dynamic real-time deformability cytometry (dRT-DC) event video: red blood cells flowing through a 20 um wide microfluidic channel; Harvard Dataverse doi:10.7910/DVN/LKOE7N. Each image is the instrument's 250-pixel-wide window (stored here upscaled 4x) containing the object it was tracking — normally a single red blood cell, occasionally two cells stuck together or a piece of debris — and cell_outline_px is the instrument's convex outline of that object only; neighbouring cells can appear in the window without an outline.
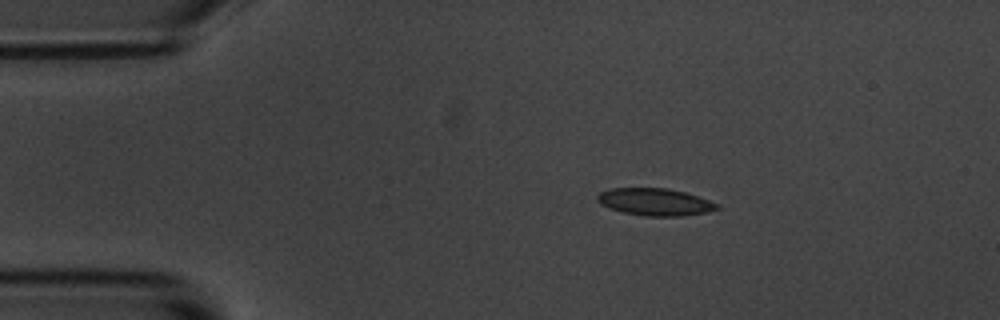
{"species": "common noctule bat (a hibernating species)", "species_latin": "Nyctalus noctula", "temperature_condition": "room temperature", "stored_images_in_passage": 46, "camera_frame_rate_fps": 3000, "um_per_image_px": 0.085, "animal": {"sex": "male", "body_mass_g": 20.1, "forearm_length_mm": 53.5}, "frame": {"image": 1, "passage_image": 1, "time_ms": 0.0, "image_size_px": [1000, 320], "cell_outline_px": [[720, 208], [708, 212], [684, 216], [644, 216], [624, 212], [608, 208], [600, 204], [596, 200], [596, 196], [600, 192], [608, 188], [668, 188], [684, 192], [720, 204]], "centroid_in_image_um": [55.65, 17.17], "position_along_channel_um": 29.3, "area_um2": 19.13}}
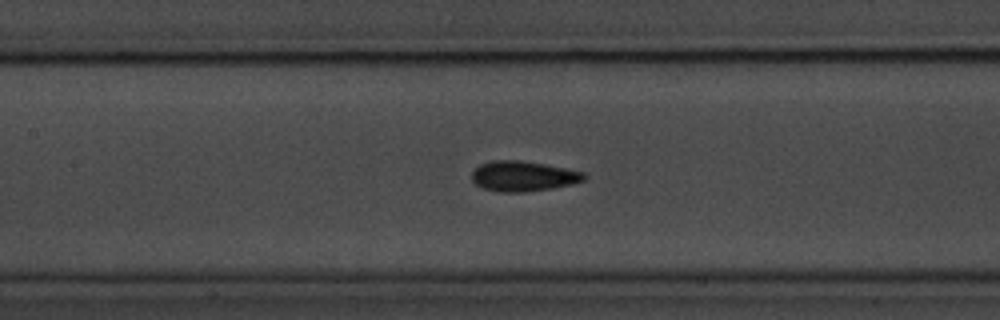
{"frame": {"image": 2, "passage_image": 16, "time_ms": 5.0, "image_size_px": [1000, 320], "cell_outline_px": [[588, 176], [584, 180], [572, 184], [552, 188], [524, 192], [500, 192], [484, 188], [476, 184], [472, 180], [472, 172], [480, 164], [492, 160], [520, 160], [544, 164], [584, 172]], "centroid_in_image_um": [44.48, 14.97], "position_along_channel_um": 162.9, "area_um2": 19.71}}
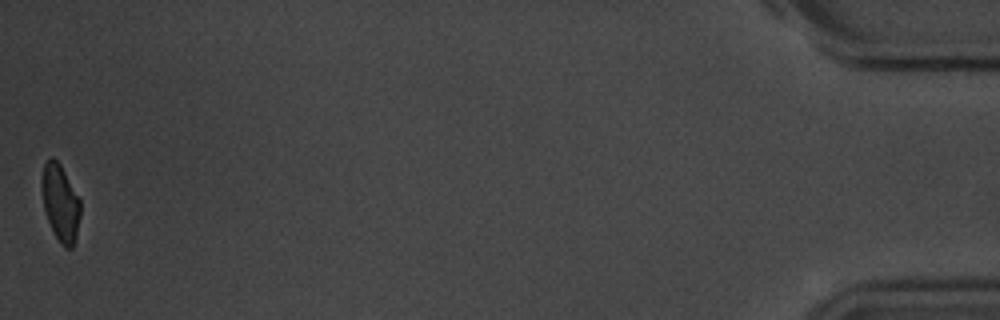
{"frame": {"image": 3, "passage_image": 46, "time_ms": 15.0, "image_size_px": [1000, 320], "cell_outline_px": [[80, 216], [76, 236], [72, 248], [64, 248], [60, 244], [48, 220], [44, 208], [40, 188], [40, 180], [44, 164], [52, 156], [60, 164], [80, 200]], "centroid_in_image_um": [5.11, 17.23], "position_along_channel_um": 430.1, "area_um2": 17.22}, "authors_computed_cell_mechanics": {"area_um2": 19.0451, "velocity_mm_per_s": 3.6437, "shape_relaxation_time_tau1_ms": 3.8422, "shape_relaxation_time_tau2_ms": 1.5402, "deformation_change_tau1": 0.102, "deformation_change_tau2": 0.0563}}